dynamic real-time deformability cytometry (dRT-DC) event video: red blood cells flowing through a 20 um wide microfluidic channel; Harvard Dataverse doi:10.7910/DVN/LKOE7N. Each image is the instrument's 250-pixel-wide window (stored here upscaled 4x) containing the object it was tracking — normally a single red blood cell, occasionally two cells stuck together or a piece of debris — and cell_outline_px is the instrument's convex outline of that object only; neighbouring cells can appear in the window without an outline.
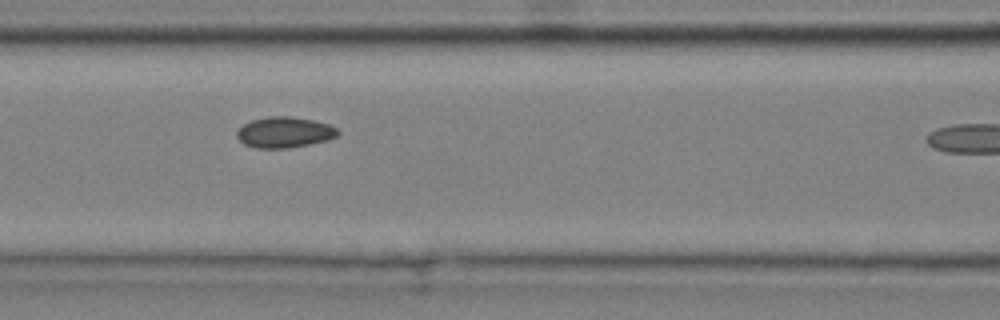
{"species": "common noctule bat (a hibernating species)", "species_latin": "Nyctalus noctula", "temperature_condition": "cold", "stored_images_in_passage": 6, "camera_frame_rate_fps": 3000, "um_per_image_px": 0.085, "animal": {"sex": "male", "body_mass_g": 20.4}, "frame": {"image": 1, "passage_image": 5, "time_ms": 1.333, "image_size_px": [1000, 320], "cell_outline_px": [[340, 132], [336, 136], [328, 140], [288, 148], [256, 148], [244, 144], [236, 136], [236, 132], [244, 124], [252, 120], [268, 116], [292, 116], [312, 120], [328, 124], [336, 128]], "centroid_in_image_um": [24.17, 11.24], "position_along_channel_um": 142.4, "area_um2": 18.03}}